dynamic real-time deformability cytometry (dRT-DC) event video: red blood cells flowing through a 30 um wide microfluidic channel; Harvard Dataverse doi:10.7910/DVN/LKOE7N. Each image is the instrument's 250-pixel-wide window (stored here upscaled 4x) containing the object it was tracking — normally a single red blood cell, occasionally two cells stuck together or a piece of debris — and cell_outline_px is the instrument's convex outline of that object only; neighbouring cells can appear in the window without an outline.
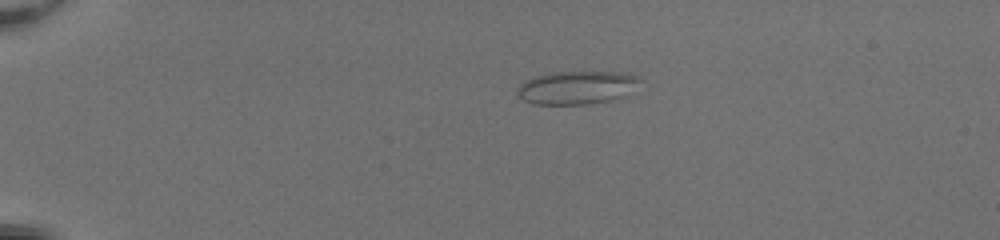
{"species": "common noctule bat (a hibernating species)", "species_latin": "Nyctalus noctula", "temperature_condition": "room temperature", "stored_images_in_passage": 40, "camera_frame_rate_fps": 3000, "um_per_image_px": 0.085, "animal": {"sex": "female", "body_mass_g": 20.0, "forearm_length_mm": 54.0}, "frame": {"image": 1, "passage_image": 1, "time_ms": 0.0, "image_size_px": [1000, 240], "cell_outline_px": [[644, 80], [624, 96], [608, 100], [588, 104], [532, 104], [524, 100], [516, 92], [516, 88], [520, 84], [536, 76], [552, 72], [620, 72], [636, 76]], "centroid_in_image_um": [49.03, 7.44], "position_along_channel_um": 36.0, "area_um2": 23.58}}
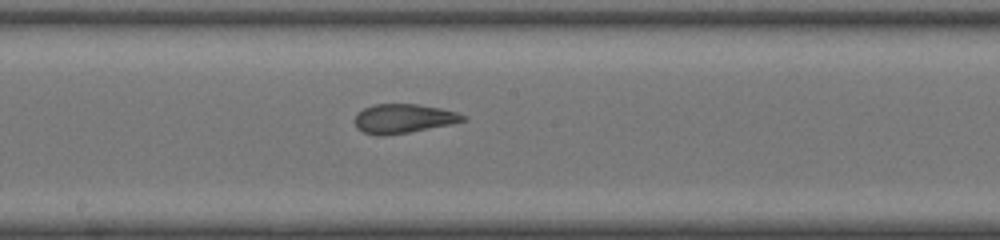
{"frame": {"image": 2, "passage_image": 19, "time_ms": 6.0, "image_size_px": [1000, 240], "cell_outline_px": [[468, 120], [452, 124], [408, 132], [384, 136], [380, 136], [364, 132], [356, 128], [356, 112], [372, 104], [416, 104], [440, 108], [456, 112], [468, 116]], "centroid_in_image_um": [34.31, 10.07], "position_along_channel_um": 213.9, "area_um2": 18.44}}
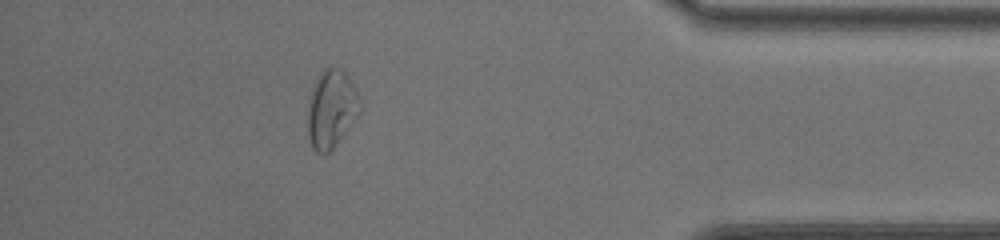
{"frame": {"image": 3, "passage_image": 35, "time_ms": 11.333, "image_size_px": [1000, 240], "cell_outline_px": [[360, 112], [336, 144], [328, 152], [316, 152], [312, 148], [308, 136], [308, 104], [312, 88], [320, 72], [328, 64], [344, 68], [360, 100]], "centroid_in_image_um": [28.15, 9.19], "position_along_channel_um": 407.0, "area_um2": 23.7}, "authors_computed_cell_mechanics": {"area_um2": 20.0855, "velocity_mm_per_s": 4.2051, "shape_relaxation_time_tau1_ms": 8.6712, "shape_relaxation_time_tau2_ms": 1.2445, "deformation_change_tau1": 0.2134, "deformation_change_tau2": 0.0996}}